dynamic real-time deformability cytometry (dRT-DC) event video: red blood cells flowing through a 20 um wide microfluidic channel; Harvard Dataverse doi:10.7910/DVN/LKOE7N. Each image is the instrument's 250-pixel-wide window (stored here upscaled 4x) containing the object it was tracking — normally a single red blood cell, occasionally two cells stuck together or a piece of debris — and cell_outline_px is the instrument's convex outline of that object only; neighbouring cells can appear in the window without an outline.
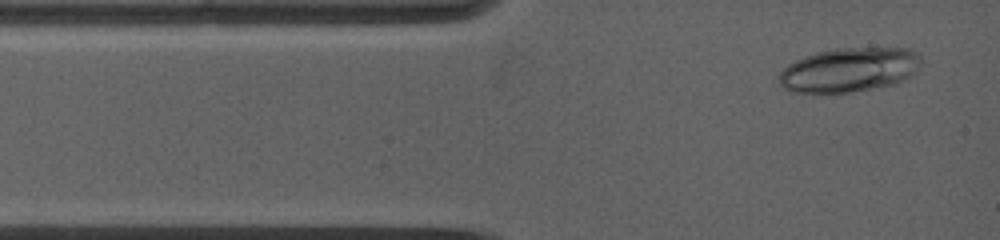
{"species": "common noctule bat (a hibernating species)", "species_latin": "Nyctalus noctula", "temperature_condition": "warm", "stored_images_in_passage": 8, "camera_frame_rate_fps": 5000, "um_per_image_px": 0.085, "animal": {"sex": "female", "body_mass_g": 19.0, "forearm_length_mm": 53.3}, "frame": {"image": 1, "passage_image": 2, "time_ms": 0.4, "image_size_px": [1000, 240], "cell_outline_px": [[920, 64], [912, 76], [896, 84], [880, 88], [848, 92], [792, 92], [784, 88], [780, 84], [780, 72], [788, 64], [804, 56], [816, 52], [836, 48], [908, 48], [916, 52], [920, 56]], "centroid_in_image_um": [72.22, 5.93], "position_along_channel_um": 12.8, "area_um2": 36.76}}